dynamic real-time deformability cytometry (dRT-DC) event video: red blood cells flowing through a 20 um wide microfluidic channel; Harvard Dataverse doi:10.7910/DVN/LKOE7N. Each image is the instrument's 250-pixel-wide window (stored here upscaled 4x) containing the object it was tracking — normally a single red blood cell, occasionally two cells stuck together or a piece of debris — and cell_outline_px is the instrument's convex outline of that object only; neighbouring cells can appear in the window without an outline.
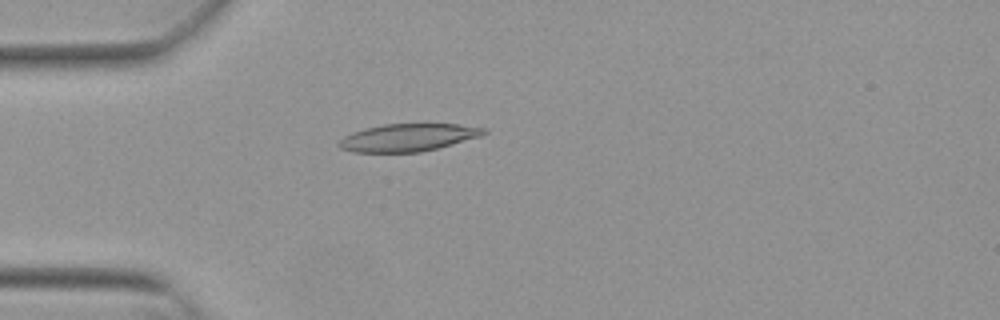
{"species": "Egyptian fruit bat (a non-hibernating species)", "species_latin": "Rousettus aegyptiacus", "temperature_condition": "warm", "stored_images_in_passage": 53, "camera_frame_rate_fps": 3000, "um_per_image_px": 0.085, "animal": {"sex": "female"}, "frame": {"image": 1, "passage_image": 15, "time_ms": 4.667, "image_size_px": [1000, 320], "cell_outline_px": [[488, 132], [480, 136], [452, 144], [420, 152], [352, 152], [340, 148], [336, 144], [344, 136], [352, 132], [384, 124], [428, 120], [488, 128]], "centroid_in_image_um": [34.74, 11.63], "position_along_channel_um": 50.3, "area_um2": 24.22}}
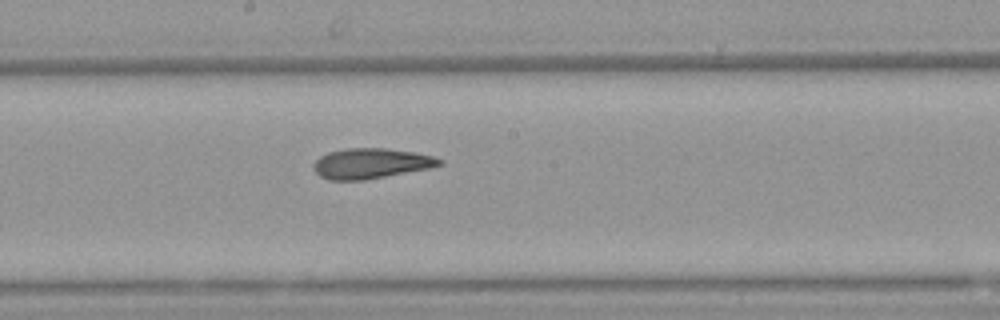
{"frame": {"image": 2, "passage_image": 29, "time_ms": 9.333, "image_size_px": [1000, 320], "cell_outline_px": [[444, 164], [432, 168], [364, 180], [328, 180], [320, 176], [312, 168], [312, 164], [320, 156], [328, 152], [344, 148], [384, 148], [412, 152], [432, 156], [444, 160]], "centroid_in_image_um": [31.53, 13.89], "position_along_channel_um": 216.7, "area_um2": 22.37}}
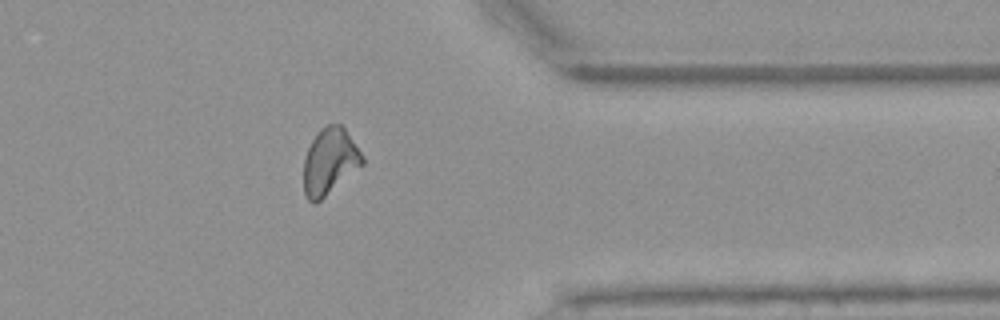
{"frame": {"image": 3, "passage_image": 43, "time_ms": 14.0, "image_size_px": [1000, 320], "cell_outline_px": [[364, 164], [316, 204], [312, 204], [308, 200], [304, 192], [304, 160], [308, 148], [316, 132], [324, 124], [340, 124], [344, 128], [364, 156]], "centroid_in_image_um": [28.02, 13.72], "position_along_channel_um": 383.4, "area_um2": 22.77}, "authors_computed_cell_mechanics": {"area_um2": 23.0044, "velocity_mm_per_s": 3.8306, "shape_relaxation_time_tau1_ms": null, "shape_relaxation_time_tau2_ms": 3.0415, "deformation_change_tau1": null, "deformation_change_tau2": 0.1076}}